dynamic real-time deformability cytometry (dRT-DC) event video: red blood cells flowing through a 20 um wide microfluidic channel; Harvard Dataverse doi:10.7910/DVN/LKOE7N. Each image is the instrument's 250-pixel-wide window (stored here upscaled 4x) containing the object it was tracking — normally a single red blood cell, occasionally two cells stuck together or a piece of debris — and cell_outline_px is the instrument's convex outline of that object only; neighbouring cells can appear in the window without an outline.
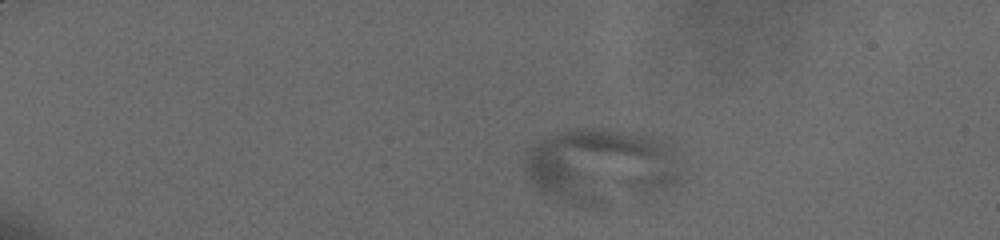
{"species": "human", "species_latin": "Homo sapiens", "temperature_condition": "cold", "stored_images_in_passage": 20, "camera_frame_rate_fps": 3000, "um_per_image_px": 0.085, "donor": {"sex": "male"}, "frame": {"image": 1, "passage_image": 6, "time_ms": 2.0, "image_size_px": [1000, 240], "cell_outline_px": [[680, 176], [672, 184], [664, 188], [640, 196], [596, 208], [556, 200], [540, 192], [532, 184], [524, 168], [524, 152], [540, 140], [548, 136], [572, 128], [584, 128], [636, 132], [656, 136], [664, 140], [676, 152]], "centroid_in_image_um": [51.02, 14.1], "position_along_channel_um": 34.0, "area_um2": 68.9}}